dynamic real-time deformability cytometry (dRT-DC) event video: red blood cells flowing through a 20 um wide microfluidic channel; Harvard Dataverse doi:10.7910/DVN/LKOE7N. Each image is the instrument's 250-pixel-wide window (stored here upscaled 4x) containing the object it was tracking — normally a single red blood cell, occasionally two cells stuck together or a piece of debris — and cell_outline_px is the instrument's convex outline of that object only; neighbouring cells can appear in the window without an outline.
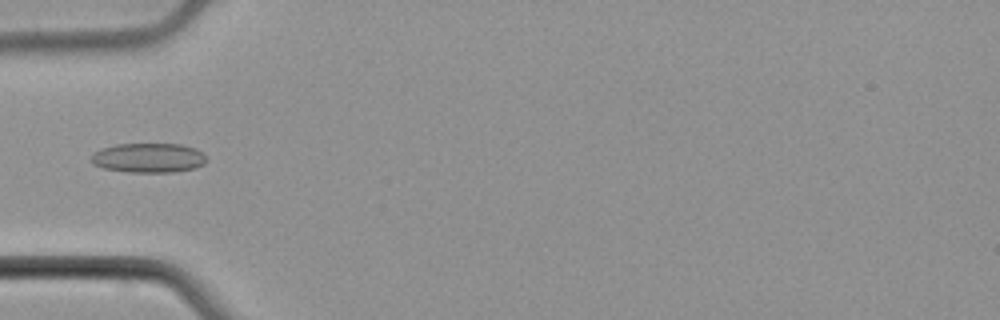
{"species": "common noctule bat (a hibernating species)", "species_latin": "Nyctalus noctula", "temperature_condition": "cold", "stored_images_in_passage": 5, "camera_frame_rate_fps": 3000, "um_per_image_px": 0.085, "animal": {"sex": "male", "body_mass_g": 21.5, "forearm_length_mm": 52.0}, "frame": {"image": 1, "passage_image": 3, "time_ms": 3.667, "image_size_px": [1000, 320], "cell_outline_px": [[208, 160], [204, 164], [196, 168], [172, 172], [128, 172], [104, 168], [92, 164], [88, 160], [92, 152], [100, 148], [116, 144], [184, 144], [196, 148], [204, 152]], "centroid_in_image_um": [12.62, 13.41], "position_along_channel_um": 72.4, "area_um2": 20.35}}